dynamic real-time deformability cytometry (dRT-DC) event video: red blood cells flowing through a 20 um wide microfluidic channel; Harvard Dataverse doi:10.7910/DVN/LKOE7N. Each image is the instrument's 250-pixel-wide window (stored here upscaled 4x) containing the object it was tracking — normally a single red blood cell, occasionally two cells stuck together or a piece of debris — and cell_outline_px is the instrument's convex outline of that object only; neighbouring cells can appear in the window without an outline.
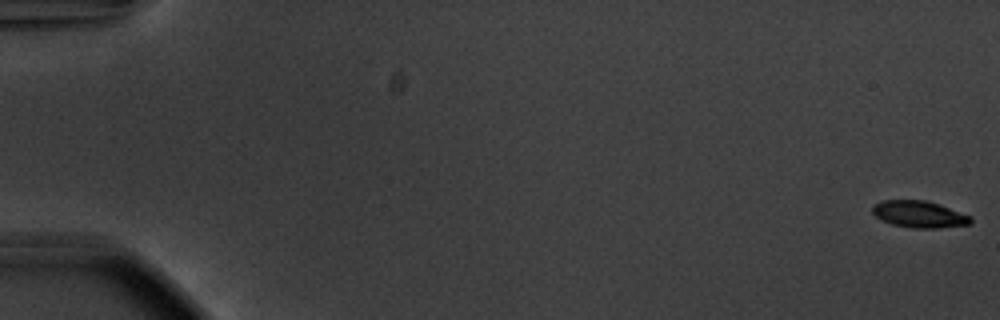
{"species": "common noctule bat (a hibernating species)", "species_latin": "Nyctalus noctula", "temperature_condition": "warm", "stored_images_in_passage": 56, "camera_frame_rate_fps": 3000, "um_per_image_px": 0.085, "animal": {"sex": "male", "body_mass_g": 20.1, "forearm_length_mm": 53.5}, "frame": {"image": 1, "passage_image": 1, "time_ms": 0.0, "image_size_px": [1000, 320], "cell_outline_px": [[972, 224], [936, 228], [912, 228], [892, 224], [876, 216], [872, 212], [872, 204], [880, 200], [924, 200], [972, 216]], "centroid_in_image_um": [78.11, 18.21], "position_along_channel_um": 6.9, "area_um2": 15.2}}
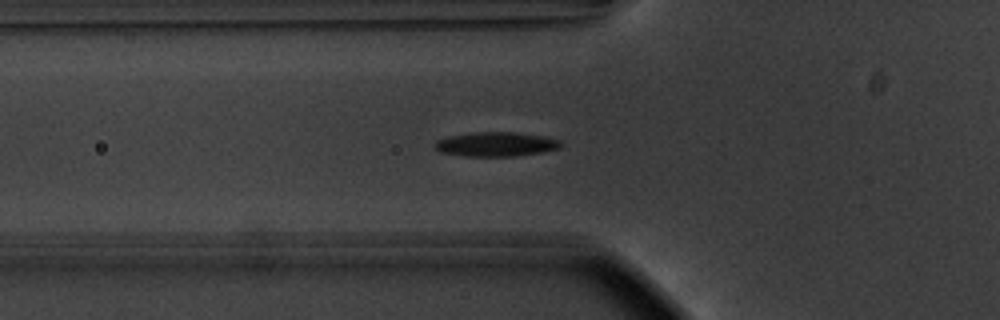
{"frame": {"image": 2, "passage_image": 21, "time_ms": 6.667, "image_size_px": [1000, 320], "cell_outline_px": [[564, 144], [560, 148], [540, 152], [516, 156], [468, 156], [440, 152], [432, 144], [436, 140], [448, 136], [472, 132], [516, 132], [544, 136], [560, 140]], "centroid_in_image_um": [42.16, 12.25], "position_along_channel_um": 83.6, "area_um2": 17.98}}
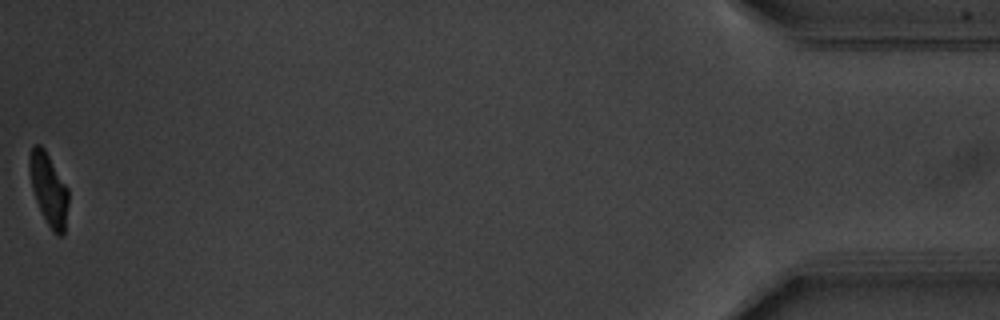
{"frame": {"image": 3, "passage_image": 56, "time_ms": 18.333, "image_size_px": [1000, 320], "cell_outline_px": [[68, 204], [64, 236], [56, 236], [52, 232], [36, 200], [32, 188], [28, 164], [28, 160], [32, 144], [40, 144], [44, 148], [68, 188]], "centroid_in_image_um": [4.14, 16.08], "position_along_channel_um": 431.1, "area_um2": 16.36}, "authors_computed_cell_mechanics": {"area_um2": 17.051, "velocity_mm_per_s": 3.7254, "shape_relaxation_time_tau1_ms": 2.6204, "shape_relaxation_time_tau2_ms": 2.438, "deformation_change_tau1": 0.1527, "deformation_change_tau2": 0.074}}